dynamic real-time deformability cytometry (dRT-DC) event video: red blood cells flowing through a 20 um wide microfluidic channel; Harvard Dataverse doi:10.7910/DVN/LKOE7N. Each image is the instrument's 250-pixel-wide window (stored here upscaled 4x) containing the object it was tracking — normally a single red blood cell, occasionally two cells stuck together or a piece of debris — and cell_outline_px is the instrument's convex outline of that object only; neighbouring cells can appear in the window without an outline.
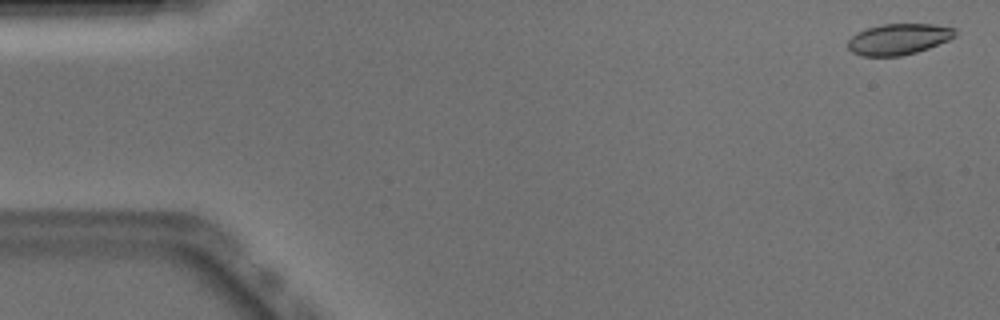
{"species": "Egyptian fruit bat (a non-hibernating species)", "species_latin": "Rousettus aegyptiacus", "temperature_condition": "warm", "stored_images_in_passage": 51, "camera_frame_rate_fps": 3000, "um_per_image_px": 0.085, "animal": {"sex": "male"}, "frame": {"image": 1, "passage_image": 2, "time_ms": 0.333, "image_size_px": [1000, 320], "cell_outline_px": [[956, 36], [948, 40], [928, 48], [916, 52], [900, 56], [860, 56], [852, 52], [848, 48], [848, 40], [856, 32], [880, 24], [932, 24], [956, 28]], "centroid_in_image_um": [76.37, 3.33], "position_along_channel_um": 8.6, "area_um2": 19.42}}
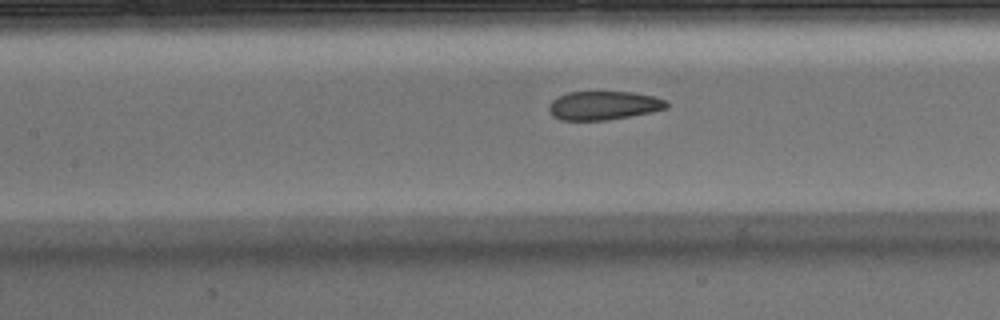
{"frame": {"image": 2, "passage_image": 23, "time_ms": 7.333, "image_size_px": [1000, 320], "cell_outline_px": [[668, 108], [652, 112], [604, 120], [560, 120], [552, 116], [548, 112], [548, 104], [552, 100], [568, 92], [632, 92], [656, 96], [668, 100]], "centroid_in_image_um": [51.31, 8.96], "position_along_channel_um": 156.1, "area_um2": 19.83}}
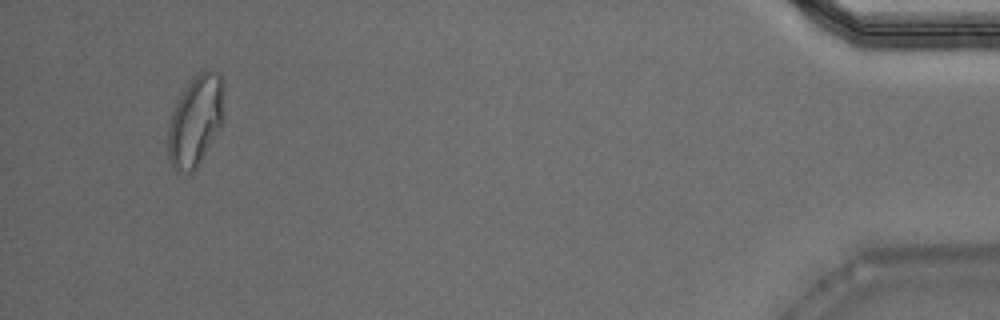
{"frame": {"image": 3, "passage_image": 49, "time_ms": 16.0, "image_size_px": [1000, 320], "cell_outline_px": [[224, 120], [220, 128], [196, 168], [192, 172], [176, 172], [172, 168], [168, 160], [168, 124], [176, 100], [188, 84], [200, 72], [220, 72], [224, 116]], "centroid_in_image_um": [16.59, 10.32], "position_along_channel_um": 418.6, "area_um2": 29.36}, "authors_computed_cell_mechanics": {"area_um2": 20.8658, "velocity_mm_per_s": 3.9142, "shape_relaxation_time_tau1_ms": 10.6319, "shape_relaxation_time_tau2_ms": 1.4148, "deformation_change_tau1": 0.2324, "deformation_change_tau2": 0.0713}}